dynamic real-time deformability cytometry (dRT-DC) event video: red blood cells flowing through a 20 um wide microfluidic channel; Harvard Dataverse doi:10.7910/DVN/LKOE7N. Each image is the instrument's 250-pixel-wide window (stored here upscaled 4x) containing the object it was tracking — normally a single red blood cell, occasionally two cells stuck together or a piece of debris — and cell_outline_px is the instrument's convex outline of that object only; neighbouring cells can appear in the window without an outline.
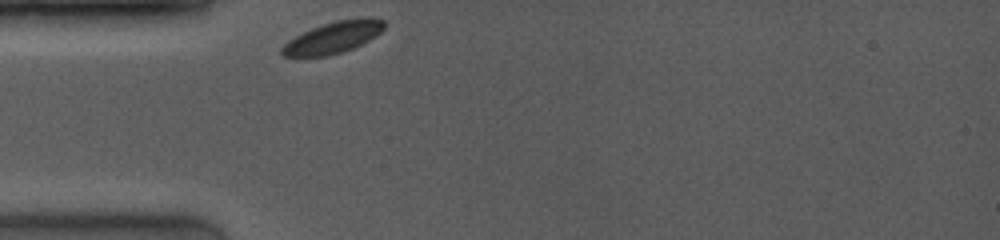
{"species": "common noctule bat (a hibernating species)", "species_latin": "Nyctalus noctula", "temperature_condition": "room temperature", "stored_images_in_passage": 45, "camera_frame_rate_fps": 4000, "um_per_image_px": 0.085, "animal": {"sex": "female", "body_mass_g": 19.0, "forearm_length_mm": 53.3}, "frame": {"image": 1, "passage_image": 1, "time_ms": 0.0, "image_size_px": [1000, 240], "cell_outline_px": [[384, 28], [376, 36], [352, 48], [328, 56], [280, 56], [280, 48], [288, 40], [312, 28], [336, 20], [384, 20]], "centroid_in_image_um": [28.22, 3.23], "position_along_channel_um": 56.8, "area_um2": 18.03}}
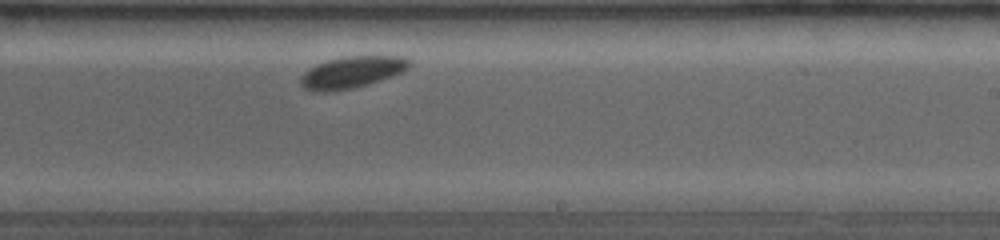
{"frame": {"image": 2, "passage_image": 33, "time_ms": 5.5, "image_size_px": [1000, 240], "cell_outline_px": [[412, 64], [408, 68], [392, 76], [368, 84], [352, 88], [332, 92], [312, 92], [304, 88], [300, 84], [300, 76], [308, 68], [316, 64], [328, 60], [344, 56], [404, 56]], "centroid_in_image_um": [29.85, 6.15], "position_along_channel_um": 259.1, "area_um2": 20.23}}
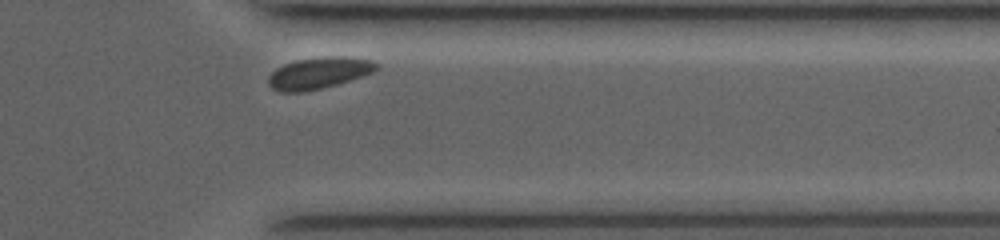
{"frame": {"image": 3, "passage_image": 43, "time_ms": 8.75, "image_size_px": [1000, 240], "cell_outline_px": [[380, 68], [364, 76], [336, 84], [304, 92], [280, 92], [272, 88], [268, 84], [268, 76], [276, 68], [284, 64], [296, 60], [324, 56], [348, 56], [372, 60], [380, 64]], "centroid_in_image_um": [27.13, 6.19], "position_along_channel_um": 384.3, "area_um2": 20.06}}